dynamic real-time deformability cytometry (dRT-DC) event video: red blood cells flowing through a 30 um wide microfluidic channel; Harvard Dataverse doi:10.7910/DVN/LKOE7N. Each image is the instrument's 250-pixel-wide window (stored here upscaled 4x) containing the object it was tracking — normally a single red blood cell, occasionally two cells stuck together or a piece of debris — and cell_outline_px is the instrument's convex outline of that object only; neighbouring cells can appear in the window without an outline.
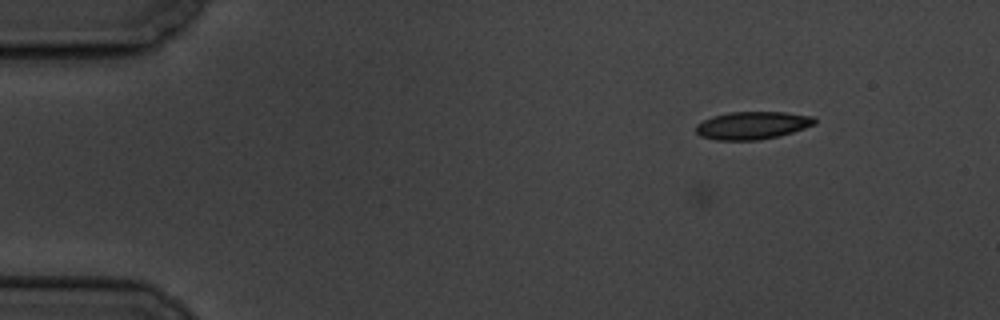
{"species": "common noctule bat (a hibernating species)", "species_latin": "Nyctalus noctula", "temperature_condition": "cold", "stored_images_in_passage": 3, "camera_frame_rate_fps": 3000, "um_per_image_px": 0.085, "animal": {"sex": "male", "body_mass_g": 19.5, "forearm_length_mm": 54.6}, "frame": {"image": 1, "passage_image": 3, "time_ms": 3.333, "image_size_px": [1000, 320], "cell_outline_px": [[816, 124], [780, 136], [760, 140], [716, 140], [700, 136], [696, 132], [696, 124], [712, 116], [728, 112], [784, 112], [812, 116], [816, 120]], "centroid_in_image_um": [63.94, 10.66], "position_along_channel_um": 21.1, "area_um2": 19.25}}